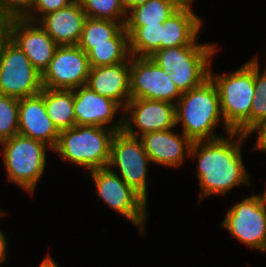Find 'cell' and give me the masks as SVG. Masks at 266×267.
<instances>
[{"instance_id": "6da1fadb", "label": "cell", "mask_w": 266, "mask_h": 267, "mask_svg": "<svg viewBox=\"0 0 266 267\" xmlns=\"http://www.w3.org/2000/svg\"><path fill=\"white\" fill-rule=\"evenodd\" d=\"M248 137L247 134L231 132L226 138L192 143L189 157L198 160L199 201L213 194L225 197L235 186L251 184L250 173L242 160V146Z\"/></svg>"}, {"instance_id": "7a4b0ae2", "label": "cell", "mask_w": 266, "mask_h": 267, "mask_svg": "<svg viewBox=\"0 0 266 267\" xmlns=\"http://www.w3.org/2000/svg\"><path fill=\"white\" fill-rule=\"evenodd\" d=\"M176 127L192 142L223 137L214 131L221 121L226 135L233 132L223 119L216 85L209 77L201 85L182 93L175 104Z\"/></svg>"}, {"instance_id": "3957f363", "label": "cell", "mask_w": 266, "mask_h": 267, "mask_svg": "<svg viewBox=\"0 0 266 267\" xmlns=\"http://www.w3.org/2000/svg\"><path fill=\"white\" fill-rule=\"evenodd\" d=\"M209 77L217 87L220 110L225 124L233 131L249 135L251 132V106L255 96L254 58L229 74Z\"/></svg>"}, {"instance_id": "277c9868", "label": "cell", "mask_w": 266, "mask_h": 267, "mask_svg": "<svg viewBox=\"0 0 266 267\" xmlns=\"http://www.w3.org/2000/svg\"><path fill=\"white\" fill-rule=\"evenodd\" d=\"M115 130L107 127L75 125L60 131L54 152L61 160L69 161L88 171L106 168Z\"/></svg>"}, {"instance_id": "5b68a950", "label": "cell", "mask_w": 266, "mask_h": 267, "mask_svg": "<svg viewBox=\"0 0 266 267\" xmlns=\"http://www.w3.org/2000/svg\"><path fill=\"white\" fill-rule=\"evenodd\" d=\"M7 178L29 194H34L37 183L46 169V151L51 148L32 138L14 135L0 142Z\"/></svg>"}, {"instance_id": "8992f818", "label": "cell", "mask_w": 266, "mask_h": 267, "mask_svg": "<svg viewBox=\"0 0 266 267\" xmlns=\"http://www.w3.org/2000/svg\"><path fill=\"white\" fill-rule=\"evenodd\" d=\"M42 89L41 73L6 34L0 41V94L22 99Z\"/></svg>"}, {"instance_id": "52a82bcc", "label": "cell", "mask_w": 266, "mask_h": 267, "mask_svg": "<svg viewBox=\"0 0 266 267\" xmlns=\"http://www.w3.org/2000/svg\"><path fill=\"white\" fill-rule=\"evenodd\" d=\"M88 173L96 187L97 196L109 208L138 226L139 232L144 235L148 217L147 201L108 167L94 169Z\"/></svg>"}, {"instance_id": "ba28073f", "label": "cell", "mask_w": 266, "mask_h": 267, "mask_svg": "<svg viewBox=\"0 0 266 267\" xmlns=\"http://www.w3.org/2000/svg\"><path fill=\"white\" fill-rule=\"evenodd\" d=\"M152 163L143 148L139 137L131 136L123 130L116 131L110 146V160L108 168L113 171L117 167V174L128 186L138 192L146 201L148 197L147 171Z\"/></svg>"}, {"instance_id": "9c48e42d", "label": "cell", "mask_w": 266, "mask_h": 267, "mask_svg": "<svg viewBox=\"0 0 266 267\" xmlns=\"http://www.w3.org/2000/svg\"><path fill=\"white\" fill-rule=\"evenodd\" d=\"M220 226L240 243L266 252V208L258 195H250L232 205Z\"/></svg>"}, {"instance_id": "30bf717a", "label": "cell", "mask_w": 266, "mask_h": 267, "mask_svg": "<svg viewBox=\"0 0 266 267\" xmlns=\"http://www.w3.org/2000/svg\"><path fill=\"white\" fill-rule=\"evenodd\" d=\"M131 98L166 101L176 104L182 93L164 70L149 57L130 59Z\"/></svg>"}, {"instance_id": "8fae6325", "label": "cell", "mask_w": 266, "mask_h": 267, "mask_svg": "<svg viewBox=\"0 0 266 267\" xmlns=\"http://www.w3.org/2000/svg\"><path fill=\"white\" fill-rule=\"evenodd\" d=\"M87 53L78 45L58 46L41 74L43 88L76 89L86 85L90 73Z\"/></svg>"}, {"instance_id": "7c38bea8", "label": "cell", "mask_w": 266, "mask_h": 267, "mask_svg": "<svg viewBox=\"0 0 266 267\" xmlns=\"http://www.w3.org/2000/svg\"><path fill=\"white\" fill-rule=\"evenodd\" d=\"M122 113V130L131 136L176 127L175 104L170 102L131 98Z\"/></svg>"}, {"instance_id": "4fadbf2b", "label": "cell", "mask_w": 266, "mask_h": 267, "mask_svg": "<svg viewBox=\"0 0 266 267\" xmlns=\"http://www.w3.org/2000/svg\"><path fill=\"white\" fill-rule=\"evenodd\" d=\"M6 34L41 74L48 67L59 46L38 22L27 19L8 20Z\"/></svg>"}, {"instance_id": "5bb4252c", "label": "cell", "mask_w": 266, "mask_h": 267, "mask_svg": "<svg viewBox=\"0 0 266 267\" xmlns=\"http://www.w3.org/2000/svg\"><path fill=\"white\" fill-rule=\"evenodd\" d=\"M119 110L123 111V108L117 102L94 92L87 85L74 89L76 125L107 127L115 131H121L123 128V113H121V118L117 122L112 123Z\"/></svg>"}, {"instance_id": "9a60e30c", "label": "cell", "mask_w": 266, "mask_h": 267, "mask_svg": "<svg viewBox=\"0 0 266 267\" xmlns=\"http://www.w3.org/2000/svg\"><path fill=\"white\" fill-rule=\"evenodd\" d=\"M18 134L43 142L51 150L57 146L60 132L46 112L44 88L36 95L19 99Z\"/></svg>"}, {"instance_id": "2e32d148", "label": "cell", "mask_w": 266, "mask_h": 267, "mask_svg": "<svg viewBox=\"0 0 266 267\" xmlns=\"http://www.w3.org/2000/svg\"><path fill=\"white\" fill-rule=\"evenodd\" d=\"M174 128L163 131L147 132L139 136L149 159L156 165L180 167L186 156H190L192 141Z\"/></svg>"}, {"instance_id": "e0dca14e", "label": "cell", "mask_w": 266, "mask_h": 267, "mask_svg": "<svg viewBox=\"0 0 266 267\" xmlns=\"http://www.w3.org/2000/svg\"><path fill=\"white\" fill-rule=\"evenodd\" d=\"M86 85L94 92L114 100L124 108L131 99L130 62L91 67Z\"/></svg>"}, {"instance_id": "ac0fdd59", "label": "cell", "mask_w": 266, "mask_h": 267, "mask_svg": "<svg viewBox=\"0 0 266 267\" xmlns=\"http://www.w3.org/2000/svg\"><path fill=\"white\" fill-rule=\"evenodd\" d=\"M87 15L75 0L65 8L44 15L39 21L49 36L59 45H77Z\"/></svg>"}, {"instance_id": "d6986e66", "label": "cell", "mask_w": 266, "mask_h": 267, "mask_svg": "<svg viewBox=\"0 0 266 267\" xmlns=\"http://www.w3.org/2000/svg\"><path fill=\"white\" fill-rule=\"evenodd\" d=\"M217 44H190L156 50L151 58L162 70L169 74L172 69L188 66H211Z\"/></svg>"}, {"instance_id": "ffe728a7", "label": "cell", "mask_w": 266, "mask_h": 267, "mask_svg": "<svg viewBox=\"0 0 266 267\" xmlns=\"http://www.w3.org/2000/svg\"><path fill=\"white\" fill-rule=\"evenodd\" d=\"M192 7H180L163 23L160 49L201 44L196 40L203 27V20Z\"/></svg>"}, {"instance_id": "44dd1931", "label": "cell", "mask_w": 266, "mask_h": 267, "mask_svg": "<svg viewBox=\"0 0 266 267\" xmlns=\"http://www.w3.org/2000/svg\"><path fill=\"white\" fill-rule=\"evenodd\" d=\"M87 53L91 67L110 66L130 62L129 35L125 26L112 38L110 43L77 44Z\"/></svg>"}, {"instance_id": "7402d4cb", "label": "cell", "mask_w": 266, "mask_h": 267, "mask_svg": "<svg viewBox=\"0 0 266 267\" xmlns=\"http://www.w3.org/2000/svg\"><path fill=\"white\" fill-rule=\"evenodd\" d=\"M46 112L60 132L76 125L74 114V89L44 88Z\"/></svg>"}, {"instance_id": "603a6c76", "label": "cell", "mask_w": 266, "mask_h": 267, "mask_svg": "<svg viewBox=\"0 0 266 267\" xmlns=\"http://www.w3.org/2000/svg\"><path fill=\"white\" fill-rule=\"evenodd\" d=\"M180 6L173 0H149L127 13L124 26H145L164 23Z\"/></svg>"}, {"instance_id": "cb8c5ba5", "label": "cell", "mask_w": 266, "mask_h": 267, "mask_svg": "<svg viewBox=\"0 0 266 267\" xmlns=\"http://www.w3.org/2000/svg\"><path fill=\"white\" fill-rule=\"evenodd\" d=\"M129 35V51L132 56L149 57L160 50L163 23L145 26H125Z\"/></svg>"}, {"instance_id": "d4e9b609", "label": "cell", "mask_w": 266, "mask_h": 267, "mask_svg": "<svg viewBox=\"0 0 266 267\" xmlns=\"http://www.w3.org/2000/svg\"><path fill=\"white\" fill-rule=\"evenodd\" d=\"M124 25L125 22L87 17L78 44L110 43V39H112Z\"/></svg>"}, {"instance_id": "484cf974", "label": "cell", "mask_w": 266, "mask_h": 267, "mask_svg": "<svg viewBox=\"0 0 266 267\" xmlns=\"http://www.w3.org/2000/svg\"><path fill=\"white\" fill-rule=\"evenodd\" d=\"M87 17L126 22L127 12L123 0H77ZM117 19V20H116Z\"/></svg>"}, {"instance_id": "4316f807", "label": "cell", "mask_w": 266, "mask_h": 267, "mask_svg": "<svg viewBox=\"0 0 266 267\" xmlns=\"http://www.w3.org/2000/svg\"><path fill=\"white\" fill-rule=\"evenodd\" d=\"M258 56L254 57L255 96L251 106V131L262 121L266 120V67L261 69Z\"/></svg>"}, {"instance_id": "83f0119b", "label": "cell", "mask_w": 266, "mask_h": 267, "mask_svg": "<svg viewBox=\"0 0 266 267\" xmlns=\"http://www.w3.org/2000/svg\"><path fill=\"white\" fill-rule=\"evenodd\" d=\"M19 99L0 94V142L18 134Z\"/></svg>"}, {"instance_id": "f1b7e54d", "label": "cell", "mask_w": 266, "mask_h": 267, "mask_svg": "<svg viewBox=\"0 0 266 267\" xmlns=\"http://www.w3.org/2000/svg\"><path fill=\"white\" fill-rule=\"evenodd\" d=\"M211 66H188L174 68L169 73L172 82L175 83L181 93L201 85L209 78Z\"/></svg>"}, {"instance_id": "f546056e", "label": "cell", "mask_w": 266, "mask_h": 267, "mask_svg": "<svg viewBox=\"0 0 266 267\" xmlns=\"http://www.w3.org/2000/svg\"><path fill=\"white\" fill-rule=\"evenodd\" d=\"M36 0H0V16L6 21L25 19L33 9Z\"/></svg>"}, {"instance_id": "4dcf8cb0", "label": "cell", "mask_w": 266, "mask_h": 267, "mask_svg": "<svg viewBox=\"0 0 266 267\" xmlns=\"http://www.w3.org/2000/svg\"><path fill=\"white\" fill-rule=\"evenodd\" d=\"M74 1L75 0H36L33 9L25 19L38 22L44 15L65 8Z\"/></svg>"}, {"instance_id": "1f68e13d", "label": "cell", "mask_w": 266, "mask_h": 267, "mask_svg": "<svg viewBox=\"0 0 266 267\" xmlns=\"http://www.w3.org/2000/svg\"><path fill=\"white\" fill-rule=\"evenodd\" d=\"M257 134L255 144L253 146L254 150L264 151L266 149V120L262 121L257 127H255L249 134Z\"/></svg>"}, {"instance_id": "d6a6232c", "label": "cell", "mask_w": 266, "mask_h": 267, "mask_svg": "<svg viewBox=\"0 0 266 267\" xmlns=\"http://www.w3.org/2000/svg\"><path fill=\"white\" fill-rule=\"evenodd\" d=\"M7 239L4 236L3 232L0 230V264L6 261L7 257Z\"/></svg>"}, {"instance_id": "836d02e7", "label": "cell", "mask_w": 266, "mask_h": 267, "mask_svg": "<svg viewBox=\"0 0 266 267\" xmlns=\"http://www.w3.org/2000/svg\"><path fill=\"white\" fill-rule=\"evenodd\" d=\"M149 0H123L124 7L128 13L132 8L145 4Z\"/></svg>"}, {"instance_id": "e575fe53", "label": "cell", "mask_w": 266, "mask_h": 267, "mask_svg": "<svg viewBox=\"0 0 266 267\" xmlns=\"http://www.w3.org/2000/svg\"><path fill=\"white\" fill-rule=\"evenodd\" d=\"M38 267H60L50 255H47Z\"/></svg>"}, {"instance_id": "d590c367", "label": "cell", "mask_w": 266, "mask_h": 267, "mask_svg": "<svg viewBox=\"0 0 266 267\" xmlns=\"http://www.w3.org/2000/svg\"><path fill=\"white\" fill-rule=\"evenodd\" d=\"M6 23L7 21L0 16V41L6 35Z\"/></svg>"}, {"instance_id": "8d00e7d4", "label": "cell", "mask_w": 266, "mask_h": 267, "mask_svg": "<svg viewBox=\"0 0 266 267\" xmlns=\"http://www.w3.org/2000/svg\"><path fill=\"white\" fill-rule=\"evenodd\" d=\"M175 1L180 7H193L191 6L194 0H173Z\"/></svg>"}, {"instance_id": "74e56055", "label": "cell", "mask_w": 266, "mask_h": 267, "mask_svg": "<svg viewBox=\"0 0 266 267\" xmlns=\"http://www.w3.org/2000/svg\"><path fill=\"white\" fill-rule=\"evenodd\" d=\"M265 191L261 194H258L260 201L262 205L266 208V188L264 189Z\"/></svg>"}, {"instance_id": "f35d334b", "label": "cell", "mask_w": 266, "mask_h": 267, "mask_svg": "<svg viewBox=\"0 0 266 267\" xmlns=\"http://www.w3.org/2000/svg\"><path fill=\"white\" fill-rule=\"evenodd\" d=\"M4 214L6 213L0 210V217L3 216Z\"/></svg>"}]
</instances>
